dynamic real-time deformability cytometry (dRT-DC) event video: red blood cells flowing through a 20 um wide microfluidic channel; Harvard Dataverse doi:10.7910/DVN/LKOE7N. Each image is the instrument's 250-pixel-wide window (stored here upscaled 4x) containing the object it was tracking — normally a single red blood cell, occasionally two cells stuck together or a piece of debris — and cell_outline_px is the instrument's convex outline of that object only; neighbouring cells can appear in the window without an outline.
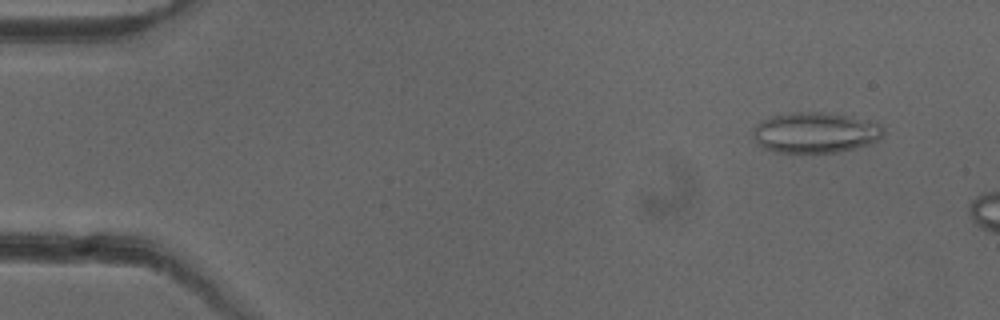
{"species": "common noctule bat (a hibernating species)", "species_latin": "Nyctalus noctula", "temperature_condition": "cold", "stored_images_in_passage": 9, "camera_frame_rate_fps": 3000, "um_per_image_px": 0.085, "animal": {"sex": "female"}, "frame": {"image": 1, "passage_image": 4, "time_ms": 1.0, "image_size_px": [1000, 320], "cell_outline_px": [[884, 132], [880, 140], [856, 148], [836, 152], [776, 152], [764, 148], [756, 144], [752, 140], [752, 128], [760, 120], [772, 116], [792, 112], [820, 112], [848, 116], [880, 124], [884, 128]], "centroid_in_image_um": [69.24, 11.27], "position_along_channel_um": 15.8, "area_um2": 31.04}}